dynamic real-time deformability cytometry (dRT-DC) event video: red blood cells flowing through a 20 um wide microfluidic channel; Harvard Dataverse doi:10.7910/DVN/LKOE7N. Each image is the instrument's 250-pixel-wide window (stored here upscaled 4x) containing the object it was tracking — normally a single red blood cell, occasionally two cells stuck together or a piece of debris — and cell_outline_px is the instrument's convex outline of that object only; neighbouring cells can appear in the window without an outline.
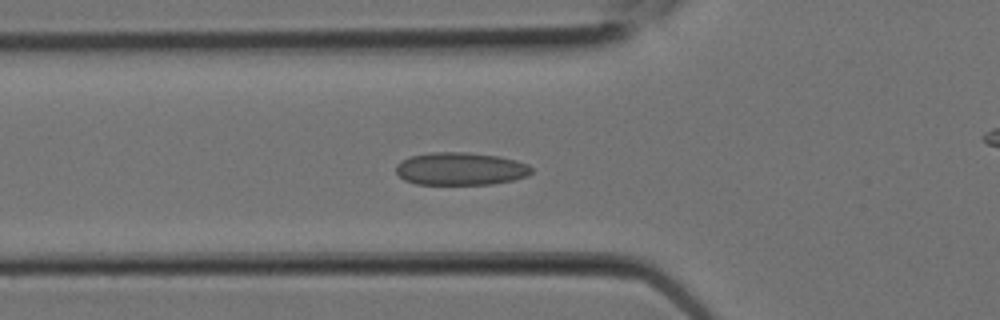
{"species": "Egyptian fruit bat (a non-hibernating species)", "species_latin": "Rousettus aegyptiacus", "temperature_condition": "room temperature", "stored_images_in_passage": 10, "camera_frame_rate_fps": 3000, "um_per_image_px": 0.085, "animal": {"sex": "female"}, "frame": {"image": 1, "passage_image": 7, "time_ms": 2.0, "image_size_px": [1000, 320], "cell_outline_px": [[532, 172], [528, 176], [512, 180], [492, 184], [416, 184], [404, 180], [396, 172], [396, 164], [400, 160], [408, 156], [432, 152], [468, 152], [500, 156], [516, 160], [528, 164], [532, 168]], "centroid_in_image_um": [39.13, 14.34], "position_along_channel_um": 86.7, "area_um2": 26.13}}
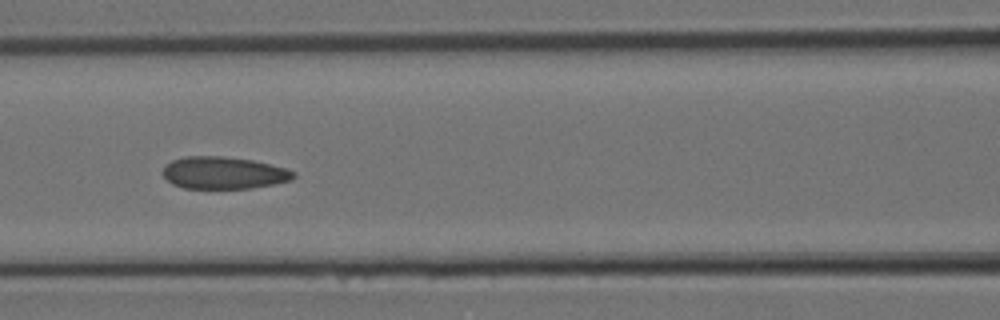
{"frame": {"image": 2, "passage_image": 9, "time_ms": 2.667, "image_size_px": [1000, 320], "cell_outline_px": [[296, 176], [292, 180], [272, 184], [248, 188], [184, 188], [172, 184], [164, 176], [164, 164], [172, 160], [184, 156], [224, 156], [252, 160], [284, 168], [296, 172]], "centroid_in_image_um": [18.99, 14.68], "position_along_channel_um": 147.6, "area_um2": 24.39}}
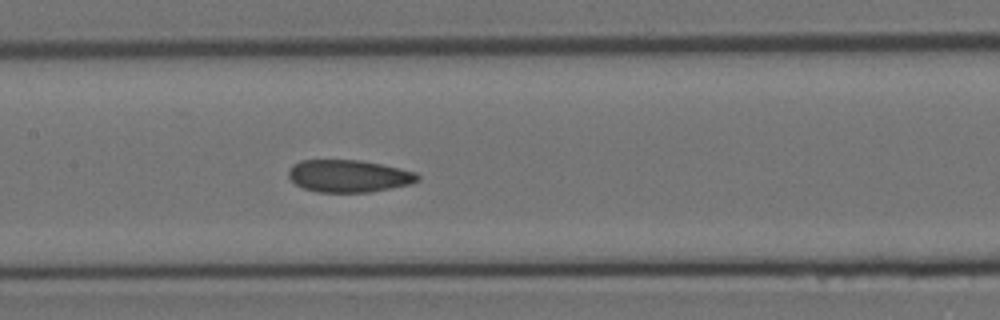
{"frame": {"image": 3, "passage_image": 10, "time_ms": 3.0, "image_size_px": [1000, 320], "cell_outline_px": [[420, 180], [412, 184], [368, 192], [316, 192], [304, 188], [296, 184], [288, 176], [288, 172], [292, 164], [300, 160], [360, 160], [400, 168], [416, 172], [420, 176]], "centroid_in_image_um": [29.65, 14.96], "position_along_channel_um": 177.7, "area_um2": 24.39}}